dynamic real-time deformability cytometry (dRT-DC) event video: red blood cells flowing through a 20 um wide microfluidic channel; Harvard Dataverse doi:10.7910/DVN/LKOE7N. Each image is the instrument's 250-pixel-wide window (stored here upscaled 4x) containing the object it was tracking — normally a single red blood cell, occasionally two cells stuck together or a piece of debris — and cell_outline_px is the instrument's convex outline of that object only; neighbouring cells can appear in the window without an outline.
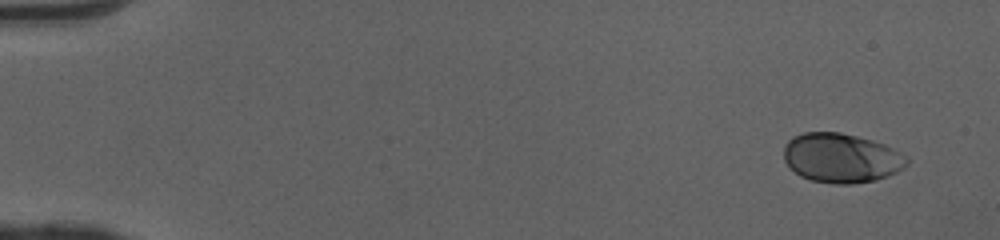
{"species": "human", "species_latin": "Homo sapiens", "temperature_condition": "cold", "stored_images_in_passage": 48, "camera_frame_rate_fps": 3000, "um_per_image_px": 0.085, "donor": {"sex": "female"}, "frame": {"image": 1, "passage_image": 1, "time_ms": 0.0, "image_size_px": [1000, 240], "cell_outline_px": [[908, 164], [904, 168], [888, 176], [876, 180], [852, 184], [836, 184], [812, 180], [800, 176], [788, 168], [784, 160], [784, 144], [792, 136], [804, 132], [840, 132], [872, 140], [884, 144], [908, 156]], "centroid_in_image_um": [71.49, 13.43], "position_along_channel_um": 13.5, "area_um2": 35.78}}
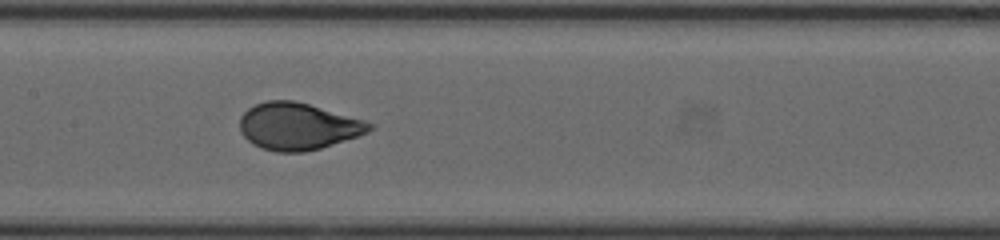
{"frame": {"image": 2, "passage_image": 24, "time_ms": 7.667, "image_size_px": [1000, 240], "cell_outline_px": [[376, 124], [368, 132], [320, 148], [304, 152], [276, 152], [260, 148], [252, 144], [240, 132], [240, 116], [248, 108], [264, 100], [296, 100], [364, 120]], "centroid_in_image_um": [25.29, 10.73], "position_along_channel_um": 182.1, "area_um2": 35.55}}
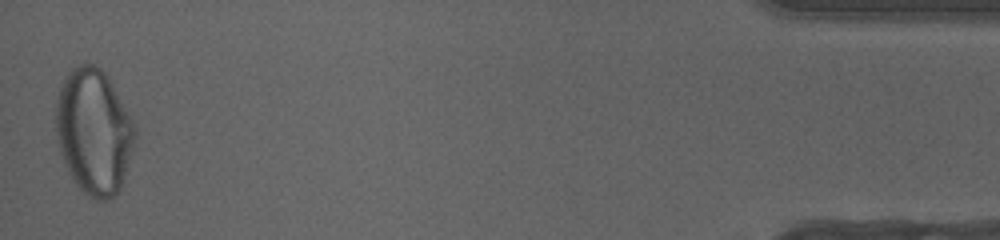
{"frame": {"image": 3, "passage_image": 48, "time_ms": 15.667, "image_size_px": [1000, 240], "cell_outline_px": [[136, 136], [124, 180], [120, 188], [108, 200], [96, 200], [88, 196], [72, 180], [64, 164], [60, 152], [56, 132], [56, 104], [60, 88], [64, 76], [72, 68], [84, 60], [100, 68], [108, 76], [128, 112], [136, 128]], "centroid_in_image_um": [7.97, 11.16], "position_along_channel_um": 427.2, "area_um2": 58.03}, "authors_computed_cell_mechanics": {"area_um2": 35.547, "velocity_mm_per_s": 4.0791, "shape_relaxation_time_tau1_ms": 3.2503, "shape_relaxation_time_tau2_ms": null, "deformation_change_tau1": 0.1625, "deformation_change_tau2": null}}